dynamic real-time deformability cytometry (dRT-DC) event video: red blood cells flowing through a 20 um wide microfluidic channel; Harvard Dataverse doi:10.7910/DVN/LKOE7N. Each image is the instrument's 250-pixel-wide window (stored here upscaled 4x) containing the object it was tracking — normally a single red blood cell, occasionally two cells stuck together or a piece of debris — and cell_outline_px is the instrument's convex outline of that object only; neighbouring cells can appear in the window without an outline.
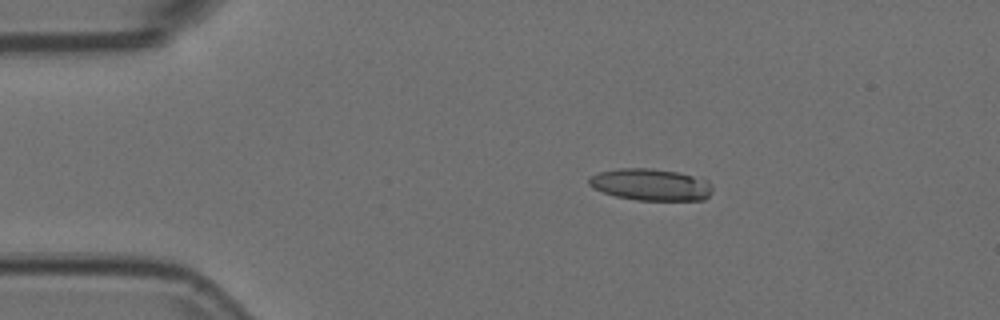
{"species": "Egyptian fruit bat (a non-hibernating species)", "species_latin": "Rousettus aegyptiacus", "temperature_condition": "room temperature", "stored_images_in_passage": 55, "camera_frame_rate_fps": 3000, "um_per_image_px": 0.085, "animal": {"sex": "female"}, "frame": {"image": 1, "passage_image": 10, "time_ms": 3.0, "image_size_px": [1000, 320], "cell_outline_px": [[712, 188], [708, 196], [704, 200], [636, 200], [616, 196], [592, 188], [588, 184], [588, 180], [592, 176], [600, 172], [620, 168], [648, 168], [676, 172], [708, 180], [712, 184]], "centroid_in_image_um": [55.31, 15.7], "position_along_channel_um": 29.7, "area_um2": 22.72}}
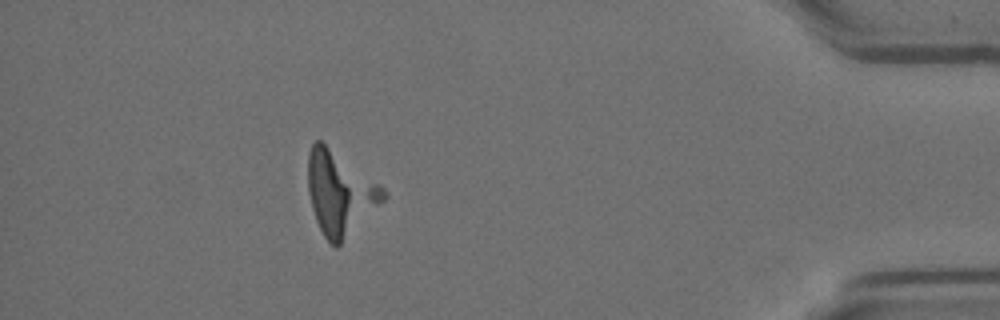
{"frame": {"image": 2, "passage_image": 49, "time_ms": 16.0, "image_size_px": [1000, 320], "cell_outline_px": [[388, 196], [336, 248], [324, 236], [316, 220], [312, 208], [308, 192], [308, 152], [312, 144], [316, 140], [320, 140], [380, 184], [388, 192]], "centroid_in_image_um": [28.88, 16.4], "position_along_channel_um": 406.3, "area_um2": 36.01}}